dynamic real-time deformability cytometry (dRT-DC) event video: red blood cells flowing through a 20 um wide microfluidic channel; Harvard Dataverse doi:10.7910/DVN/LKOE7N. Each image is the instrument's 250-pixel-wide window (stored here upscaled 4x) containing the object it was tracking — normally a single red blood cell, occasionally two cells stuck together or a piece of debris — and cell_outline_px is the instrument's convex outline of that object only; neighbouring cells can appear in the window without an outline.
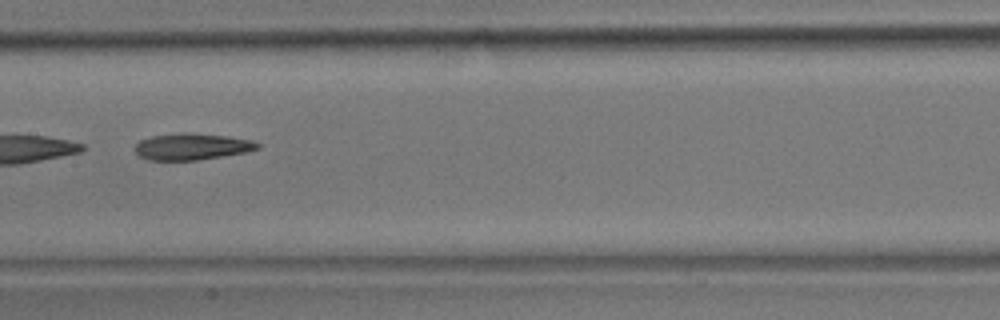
{"species": "common noctule bat (a hibernating species)", "species_latin": "Nyctalus noctula", "temperature_condition": "room temperature", "stored_images_in_passage": 35, "camera_frame_rate_fps": 3000, "um_per_image_px": 0.085, "animal": {"sex": "male", "body_mass_g": 17.9}, "frame": {"image": 1, "passage_image": 25, "time_ms": 8.0, "image_size_px": [1000, 320], "cell_outline_px": [[260, 148], [248, 152], [196, 160], [148, 160], [140, 156], [132, 148], [140, 140], [152, 136], [180, 132], [184, 132], [228, 136], [252, 140], [260, 144]], "centroid_in_image_um": [16.31, 12.45], "position_along_channel_um": 191.1, "area_um2": 19.07}}